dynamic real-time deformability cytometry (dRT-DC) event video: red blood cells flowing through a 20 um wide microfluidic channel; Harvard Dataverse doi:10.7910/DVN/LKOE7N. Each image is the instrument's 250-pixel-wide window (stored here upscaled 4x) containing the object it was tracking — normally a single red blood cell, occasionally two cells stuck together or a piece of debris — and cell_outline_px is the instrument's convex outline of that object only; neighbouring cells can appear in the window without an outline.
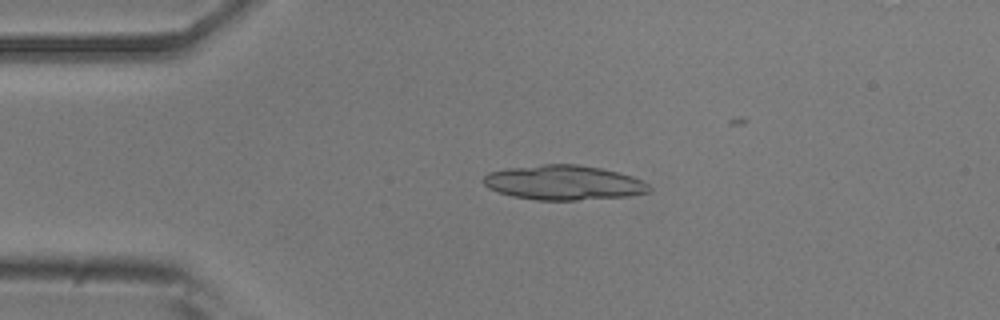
{"species": "common noctule bat (a hibernating species)", "species_latin": "Nyctalus noctula", "temperature_condition": "room temperature", "stored_images_in_passage": 26, "camera_frame_rate_fps": 3000, "um_per_image_px": 0.085, "animal": {"sex": "male", "body_mass_g": 20.5, "forearm_length_mm": 52.5}, "frame": {"image": 1, "passage_image": 11, "time_ms": 3.333, "image_size_px": [1000, 320], "cell_outline_px": [[652, 188], [648, 192], [628, 196], [576, 200], [536, 200], [512, 196], [488, 188], [484, 184], [484, 176], [488, 172], [508, 168], [544, 164], [576, 164], [600, 168], [632, 176], [648, 184]], "centroid_in_image_um": [47.9, 15.52], "position_along_channel_um": 37.1, "area_um2": 33.29}}